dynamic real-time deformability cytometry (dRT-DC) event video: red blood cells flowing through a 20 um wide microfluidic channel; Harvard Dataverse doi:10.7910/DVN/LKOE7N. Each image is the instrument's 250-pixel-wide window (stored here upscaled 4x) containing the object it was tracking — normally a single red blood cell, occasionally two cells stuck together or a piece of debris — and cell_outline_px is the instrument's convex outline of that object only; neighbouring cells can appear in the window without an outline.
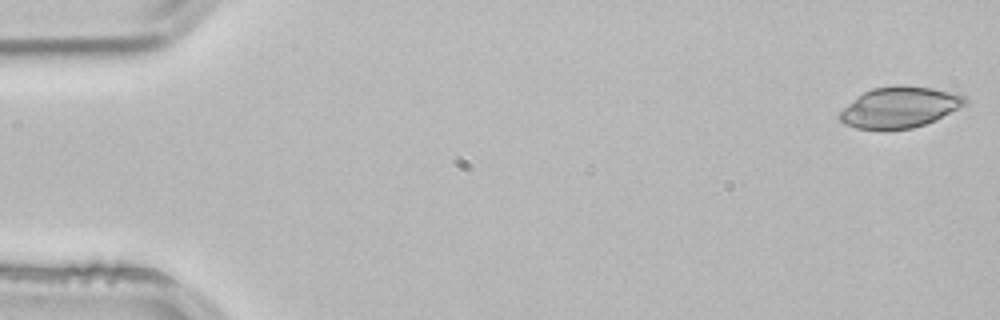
{"species": "common noctule bat (a hibernating species)", "species_latin": "Nyctalus noctula", "temperature_condition": "room temperature", "stored_images_in_passage": 52, "camera_frame_rate_fps": 3000, "um_per_image_px": 0.085, "animal": {"sex": "male", "body_mass_g": 21.5, "forearm_length_mm": 52.0}, "frame": {"image": 1, "passage_image": 1, "time_ms": 0.0, "image_size_px": [1000, 320], "cell_outline_px": [[968, 104], [936, 120], [912, 128], [888, 132], [880, 132], [856, 128], [844, 124], [836, 116], [848, 104], [864, 92], [872, 88], [896, 84], [900, 84], [932, 88], [964, 96], [968, 100]], "centroid_in_image_um": [76.44, 9.16], "position_along_channel_um": 8.6, "area_um2": 30.58}}
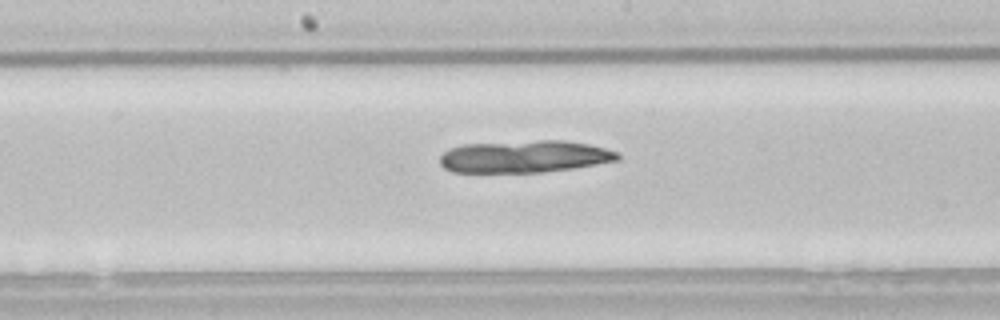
{"frame": {"image": 2, "passage_image": 27, "time_ms": 8.667, "image_size_px": [1000, 320], "cell_outline_px": [[620, 156], [616, 160], [596, 164], [572, 168], [544, 172], [452, 172], [444, 168], [440, 164], [440, 156], [448, 148], [460, 144], [536, 140], [564, 140], [588, 144], [620, 152]], "centroid_in_image_um": [44.54, 13.29], "position_along_channel_um": 203.7, "area_um2": 33.52}}
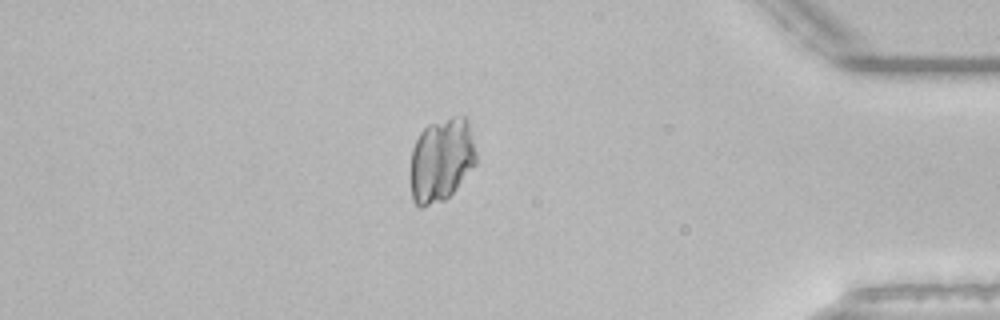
{"frame": {"image": 3, "passage_image": 45, "time_ms": 14.667, "image_size_px": [1000, 320], "cell_outline_px": [[476, 164], [456, 188], [444, 200], [420, 208], [412, 200], [408, 176], [408, 172], [412, 148], [420, 132], [428, 124], [452, 116], [468, 116], [476, 152]], "centroid_in_image_um": [37.48, 13.58], "position_along_channel_um": 397.7, "area_um2": 32.77}}